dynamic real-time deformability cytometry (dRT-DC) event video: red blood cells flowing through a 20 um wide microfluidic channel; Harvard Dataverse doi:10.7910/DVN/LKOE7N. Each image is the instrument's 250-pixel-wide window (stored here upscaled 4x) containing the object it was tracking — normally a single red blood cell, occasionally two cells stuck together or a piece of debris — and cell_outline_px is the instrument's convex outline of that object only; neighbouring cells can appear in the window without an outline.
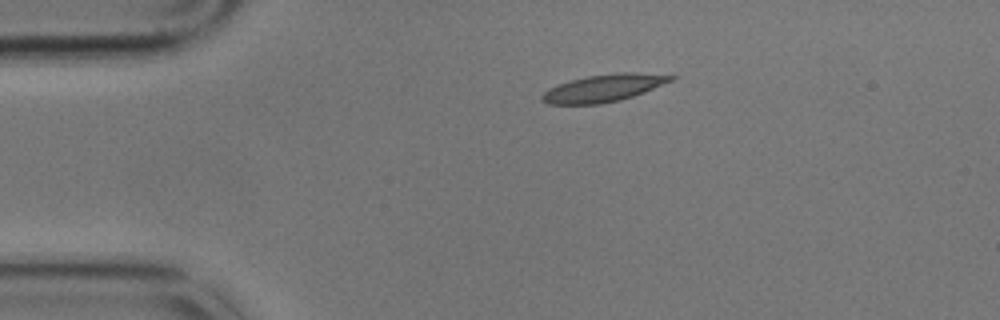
{"species": "common noctule bat (a hibernating species)", "species_latin": "Nyctalus noctula", "temperature_condition": "cold", "stored_images_in_passage": 48, "camera_frame_rate_fps": 3000, "um_per_image_px": 0.085, "animal": {"sex": "male", "body_mass_g": 17.9}, "frame": {"image": 1, "passage_image": 1, "time_ms": 0.0, "image_size_px": [1000, 320], "cell_outline_px": [[676, 76], [672, 80], [644, 92], [620, 100], [600, 104], [548, 104], [540, 100], [540, 96], [548, 88], [572, 80], [588, 76], [620, 72], [632, 72]], "centroid_in_image_um": [51.26, 7.49], "position_along_channel_um": 33.7, "area_um2": 20.23}}
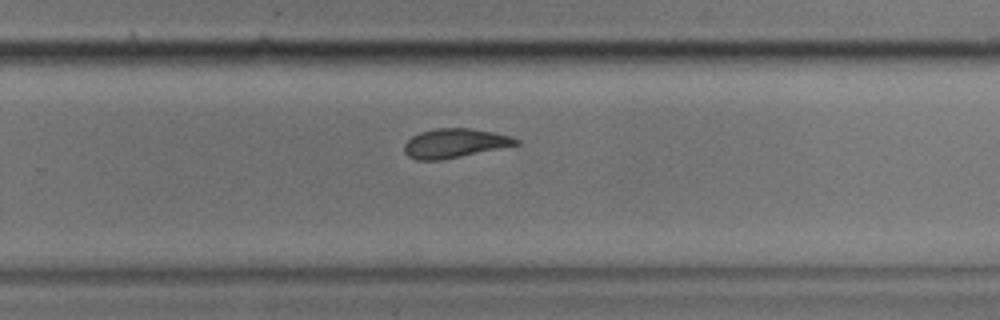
{"frame": {"image": 2, "passage_image": 27, "time_ms": 8.667, "image_size_px": [1000, 320], "cell_outline_px": [[520, 144], [440, 160], [416, 160], [408, 156], [404, 152], [404, 144], [412, 136], [420, 132], [436, 128], [468, 128], [492, 132], [508, 136], [520, 140]], "centroid_in_image_um": [38.6, 12.17], "position_along_channel_um": 291.2, "area_um2": 18.73}}
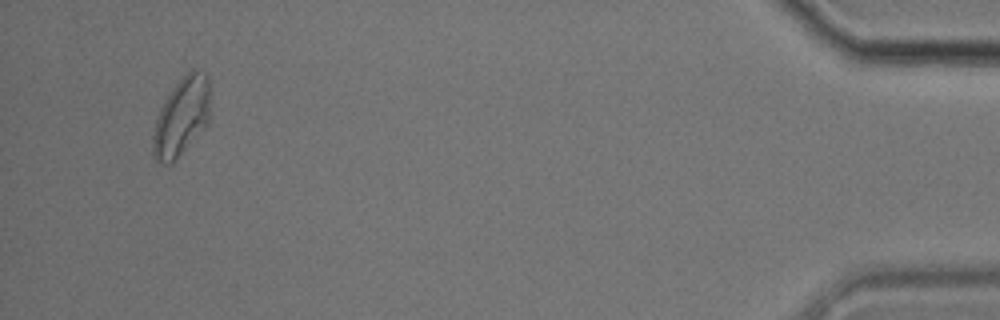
{"frame": {"image": 3, "passage_image": 45, "time_ms": 14.667, "image_size_px": [1000, 320], "cell_outline_px": [[208, 124], [176, 160], [172, 164], [164, 164], [156, 160], [152, 152], [152, 136], [156, 120], [160, 108], [164, 100], [172, 88], [192, 68], [196, 68], [208, 72]], "centroid_in_image_um": [15.41, 9.93], "position_along_channel_um": 419.8, "area_um2": 26.13}, "authors_computed_cell_mechanics": {"area_um2": 19.7965, "velocity_mm_per_s": 3.4136, "shape_relaxation_time_tau1_ms": null, "shape_relaxation_time_tau2_ms": 3.9052, "deformation_change_tau1": null, "deformation_change_tau2": 0.1045}}